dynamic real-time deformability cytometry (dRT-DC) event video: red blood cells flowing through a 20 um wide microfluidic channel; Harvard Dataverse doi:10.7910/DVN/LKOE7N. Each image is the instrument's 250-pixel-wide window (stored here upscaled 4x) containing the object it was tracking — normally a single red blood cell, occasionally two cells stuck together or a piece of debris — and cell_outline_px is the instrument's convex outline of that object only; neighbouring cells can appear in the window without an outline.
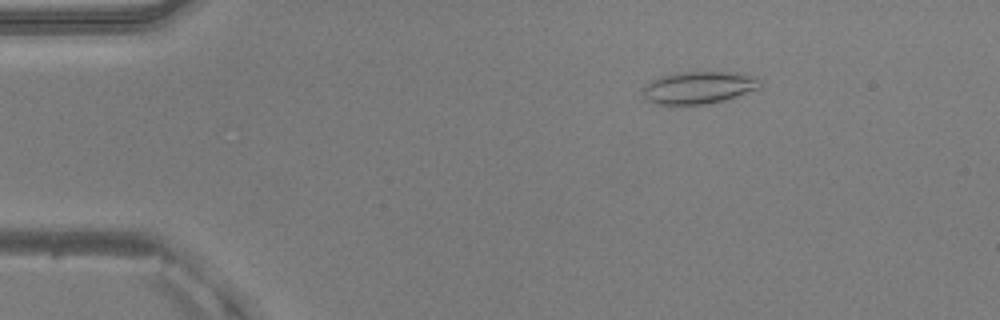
{"species": "common noctule bat (a hibernating species)", "species_latin": "Nyctalus noctula", "temperature_condition": "warm", "stored_images_in_passage": 51, "camera_frame_rate_fps": 3000, "um_per_image_px": 0.085, "animal": {"sex": "male", "body_mass_g": 20.5, "forearm_length_mm": 52.5}, "frame": {"image": 1, "passage_image": 8, "time_ms": 2.333, "image_size_px": [1000, 320], "cell_outline_px": [[764, 84], [760, 88], [724, 100], [708, 104], [656, 104], [644, 100], [644, 88], [652, 80], [660, 76], [676, 72], [740, 72], [756, 76]], "centroid_in_image_um": [59.44, 7.43], "position_along_channel_um": 25.6, "area_um2": 22.25}}
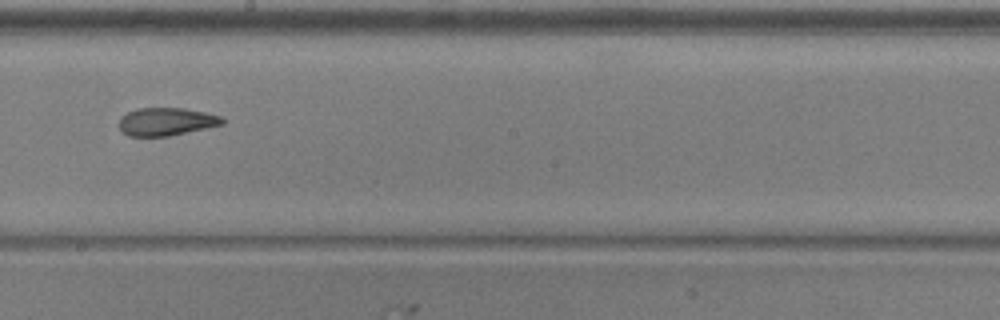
{"frame": {"image": 2, "passage_image": 29, "time_ms": 9.333, "image_size_px": [1000, 320], "cell_outline_px": [[224, 124], [168, 136], [128, 136], [120, 132], [120, 116], [136, 108], [184, 108], [204, 112], [220, 116], [224, 120]], "centroid_in_image_um": [14.09, 10.34], "position_along_channel_um": 234.1, "area_um2": 16.76}}
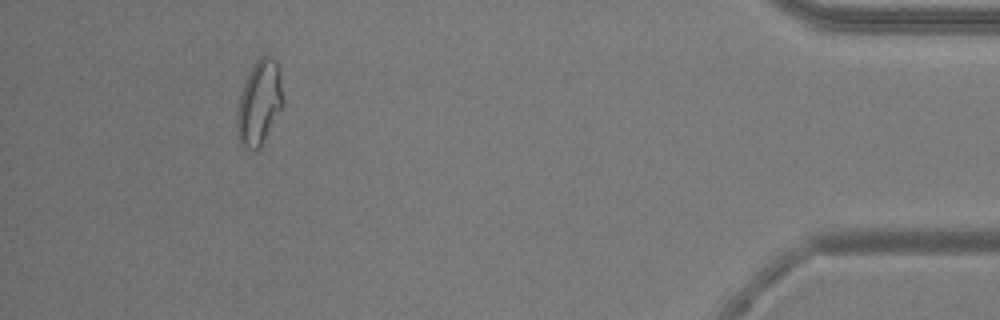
{"frame": {"image": 3, "passage_image": 47, "time_ms": 15.333, "image_size_px": [1000, 320], "cell_outline_px": [[284, 104], [260, 148], [256, 152], [252, 152], [244, 148], [240, 144], [236, 132], [236, 112], [240, 96], [248, 72], [252, 64], [264, 52], [276, 60], [280, 72], [284, 100]], "centroid_in_image_um": [22.03, 8.74], "position_along_channel_um": 413.2, "area_um2": 23.35}, "authors_computed_cell_mechanics": {"area_um2": 19.8254, "velocity_mm_per_s": 3.9822, "shape_relaxation_time_tau1_ms": null, "shape_relaxation_time_tau2_ms": 2.4199, "deformation_change_tau1": null, "deformation_change_tau2": 0.0961}}